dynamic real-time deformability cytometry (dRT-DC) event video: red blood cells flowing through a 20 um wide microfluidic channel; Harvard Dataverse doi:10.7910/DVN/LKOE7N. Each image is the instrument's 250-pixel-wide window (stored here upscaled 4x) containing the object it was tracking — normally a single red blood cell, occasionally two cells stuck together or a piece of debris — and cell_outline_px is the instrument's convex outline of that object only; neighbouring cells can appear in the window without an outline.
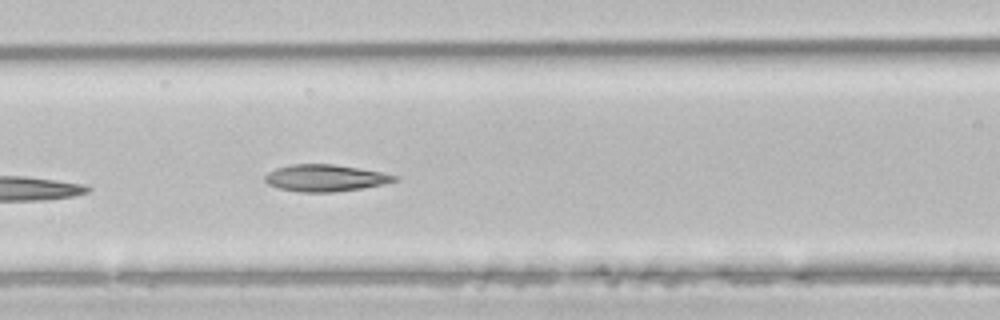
{"species": "common noctule bat (a hibernating species)", "species_latin": "Nyctalus noctula", "temperature_condition": "room temperature", "stored_images_in_passage": 6, "camera_frame_rate_fps": 3000, "um_per_image_px": 0.085, "animal": {"sex": "male", "body_mass_g": 21.5, "forearm_length_mm": 52.0}, "frame": {"image": 1, "passage_image": 6, "time_ms": 1.667, "image_size_px": [1000, 320], "cell_outline_px": [[396, 180], [380, 184], [360, 188], [332, 192], [300, 192], [280, 188], [268, 184], [264, 180], [264, 176], [268, 172], [276, 168], [292, 164], [332, 164], [380, 172], [396, 176]], "centroid_in_image_um": [27.55, 15.12], "position_along_channel_um": 139.0, "area_um2": 19.77}}